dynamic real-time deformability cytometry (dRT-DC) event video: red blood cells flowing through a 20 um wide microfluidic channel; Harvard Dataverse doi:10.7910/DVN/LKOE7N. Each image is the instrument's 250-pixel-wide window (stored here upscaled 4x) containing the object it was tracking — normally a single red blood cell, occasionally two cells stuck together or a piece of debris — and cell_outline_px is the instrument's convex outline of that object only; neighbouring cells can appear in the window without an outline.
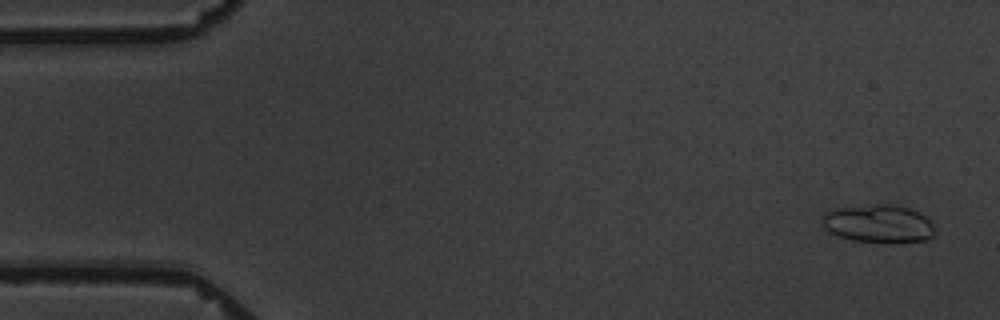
{"species": "common noctule bat (a hibernating species)", "species_latin": "Nyctalus noctula", "temperature_condition": "warm", "stored_images_in_passage": 4, "camera_frame_rate_fps": 3000, "um_per_image_px": 0.085, "animal": {"sex": "male", "body_mass_g": 19.5, "forearm_length_mm": 54.6}, "frame": {"image": 1, "passage_image": 1, "time_ms": 0.0, "image_size_px": [1000, 320], "cell_outline_px": [[932, 236], [924, 240], [852, 240], [840, 236], [824, 228], [824, 212], [840, 208], [872, 204], [896, 204], [908, 208], [924, 216], [932, 224]], "centroid_in_image_um": [74.64, 18.96], "position_along_channel_um": 10.4, "area_um2": 23.7}}